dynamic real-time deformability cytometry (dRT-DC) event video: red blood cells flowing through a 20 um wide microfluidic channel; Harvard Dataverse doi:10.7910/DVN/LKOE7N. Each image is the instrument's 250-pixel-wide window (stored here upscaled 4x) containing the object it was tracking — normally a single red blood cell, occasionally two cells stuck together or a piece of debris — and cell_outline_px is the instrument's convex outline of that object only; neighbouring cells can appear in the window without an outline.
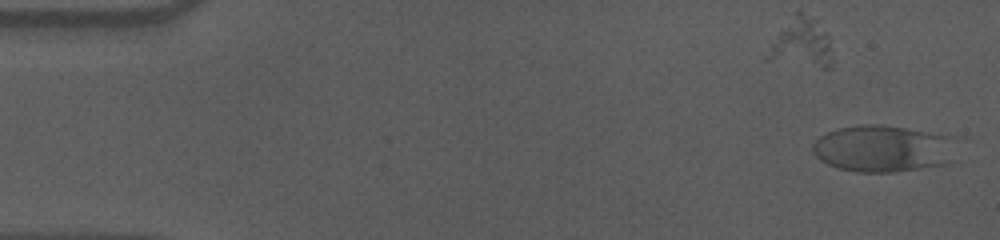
{"species": "human", "species_latin": "Homo sapiens", "temperature_condition": "cold", "stored_images_in_passage": 51, "segment_of_instrument_passage": [1, 2], "camera_frame_rate_fps": 3000, "um_per_image_px": 0.085, "donor": {"sex": "male"}, "frame": {"image": 1, "passage_image": 1, "time_ms": 0.0, "image_size_px": [1000, 240], "cell_outline_px": [[956, 136], [948, 164], [896, 172], [856, 172], [840, 168], [828, 164], [820, 160], [812, 152], [812, 144], [820, 136], [828, 132], [840, 128], [864, 124], [880, 124]], "centroid_in_image_um": [75.05, 12.63], "position_along_channel_um": 9.9, "area_um2": 39.25}}
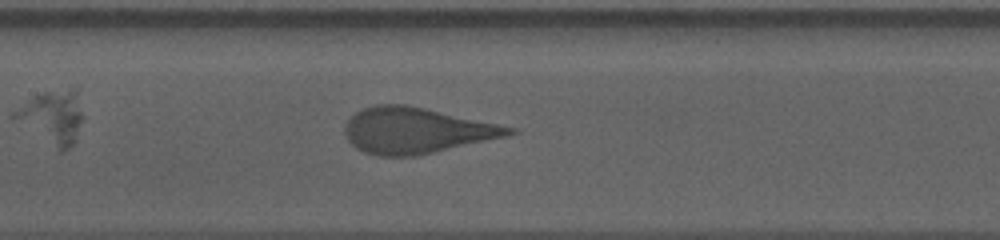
{"frame": {"image": 2, "passage_image": 26, "time_ms": 8.333, "image_size_px": [1000, 240], "cell_outline_px": [[520, 132], [508, 136], [416, 156], [380, 156], [364, 152], [356, 148], [348, 140], [344, 132], [344, 124], [356, 112], [364, 108], [376, 104], [404, 104], [424, 108], [516, 128]], "centroid_in_image_um": [35.37, 11.1], "position_along_channel_um": 172.0, "area_um2": 43.64}}
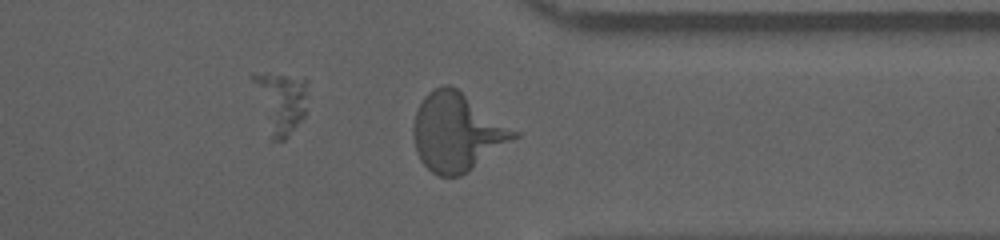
{"frame": {"image": 3, "passage_image": 43, "time_ms": 14.0, "image_size_px": [1000, 240], "cell_outline_px": [[520, 136], [468, 172], [460, 176], [436, 176], [420, 160], [416, 152], [412, 132], [412, 128], [416, 112], [424, 96], [432, 88], [444, 84], [448, 84], [456, 88], [520, 132]], "centroid_in_image_um": [38.84, 11.24], "position_along_channel_um": 372.6, "area_um2": 45.95}}